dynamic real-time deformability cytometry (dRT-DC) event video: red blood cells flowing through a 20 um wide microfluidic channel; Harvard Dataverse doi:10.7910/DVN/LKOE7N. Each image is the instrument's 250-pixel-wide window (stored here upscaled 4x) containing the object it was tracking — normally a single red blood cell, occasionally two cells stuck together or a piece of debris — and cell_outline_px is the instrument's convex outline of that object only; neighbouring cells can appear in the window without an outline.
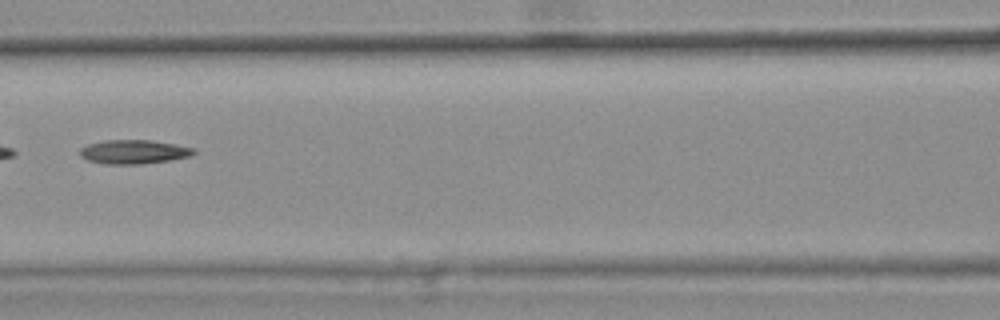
{"species": "common noctule bat (a hibernating species)", "species_latin": "Nyctalus noctula", "temperature_condition": "warm", "stored_images_in_passage": 8, "camera_frame_rate_fps": 3000, "um_per_image_px": 0.085, "animal": {"sex": "female", "body_mass_g": 25.1}, "frame": {"image": 1, "passage_image": 5, "time_ms": 1.333, "image_size_px": [1000, 320], "cell_outline_px": [[196, 152], [188, 156], [168, 160], [140, 164], [104, 164], [88, 160], [80, 156], [80, 148], [88, 144], [104, 140], [152, 140], [192, 148]], "centroid_in_image_um": [11.29, 12.9], "position_along_channel_um": 155.3, "area_um2": 15.66}}